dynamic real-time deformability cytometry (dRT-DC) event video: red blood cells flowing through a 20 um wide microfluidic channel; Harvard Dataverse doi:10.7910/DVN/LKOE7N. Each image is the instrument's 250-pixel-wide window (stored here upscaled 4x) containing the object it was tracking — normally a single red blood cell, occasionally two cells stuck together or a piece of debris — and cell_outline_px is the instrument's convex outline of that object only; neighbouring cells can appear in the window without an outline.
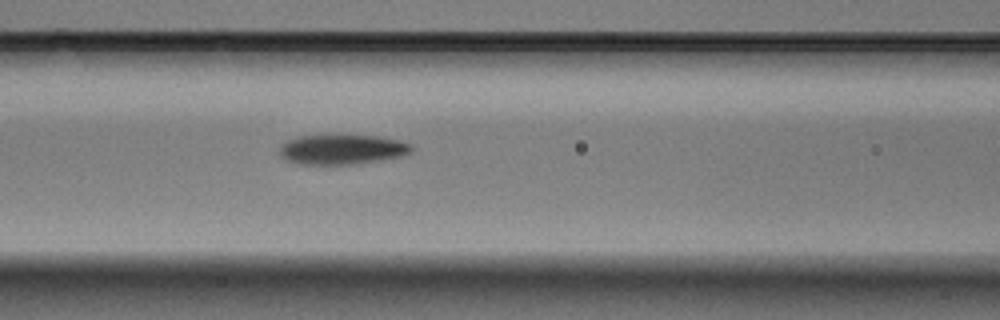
{"species": "Egyptian fruit bat (a non-hibernating species)", "species_latin": "Rousettus aegyptiacus", "temperature_condition": "warm", "stored_images_in_passage": 6, "camera_frame_rate_fps": 3000, "um_per_image_px": 0.085, "animal": {"sex": "male"}, "frame": {"image": 1, "passage_image": 6, "time_ms": 1.667, "image_size_px": [1000, 320], "cell_outline_px": [[412, 152], [400, 156], [376, 160], [348, 164], [300, 164], [288, 160], [280, 156], [280, 148], [288, 140], [300, 136], [376, 136], [396, 140], [412, 144]], "centroid_in_image_um": [29.07, 12.7], "position_along_channel_um": 137.5, "area_um2": 22.25}}